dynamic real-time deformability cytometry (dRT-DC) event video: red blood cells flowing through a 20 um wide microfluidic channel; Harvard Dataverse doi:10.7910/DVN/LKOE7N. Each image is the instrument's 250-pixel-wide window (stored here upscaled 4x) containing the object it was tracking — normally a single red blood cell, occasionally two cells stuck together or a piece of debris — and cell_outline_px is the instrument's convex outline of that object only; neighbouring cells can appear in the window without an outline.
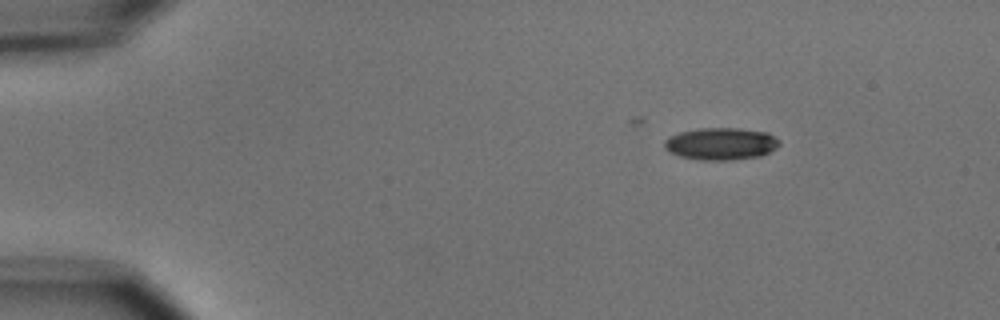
{"species": "common noctule bat (a hibernating species)", "species_latin": "Nyctalus noctula", "temperature_condition": "cold", "stored_images_in_passage": 9, "camera_frame_rate_fps": 3000, "um_per_image_px": 0.085, "animal": {"sex": "male", "body_mass_g": 15.6}, "frame": {"image": 1, "passage_image": 1, "time_ms": 0.0, "image_size_px": [1000, 320], "cell_outline_px": [[780, 144], [776, 148], [760, 156], [732, 160], [700, 160], [680, 156], [664, 148], [664, 140], [668, 136], [680, 132], [700, 128], [740, 128], [768, 132], [780, 140]], "centroid_in_image_um": [61.29, 12.21], "position_along_channel_um": 23.7, "area_um2": 21.68}}
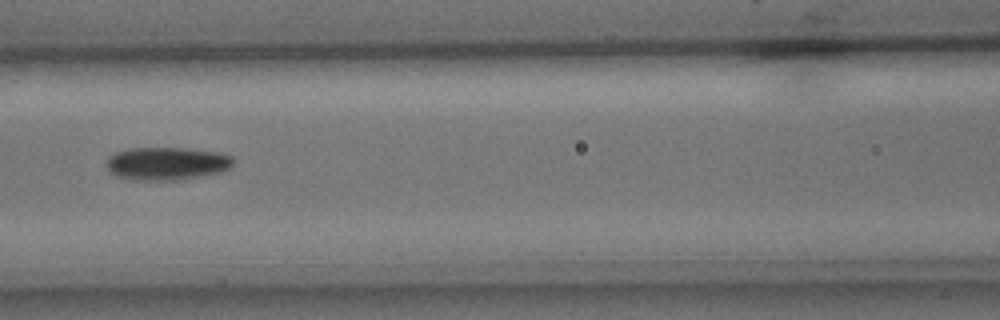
{"frame": {"image": 2, "passage_image": 6, "time_ms": 5.667, "image_size_px": [1000, 320], "cell_outline_px": [[232, 168], [220, 172], [180, 180], [136, 180], [116, 176], [108, 168], [108, 156], [116, 152], [132, 148], [188, 148], [220, 152], [232, 156]], "centroid_in_image_um": [14.22, 13.89], "position_along_channel_um": 152.4, "area_um2": 24.33}}
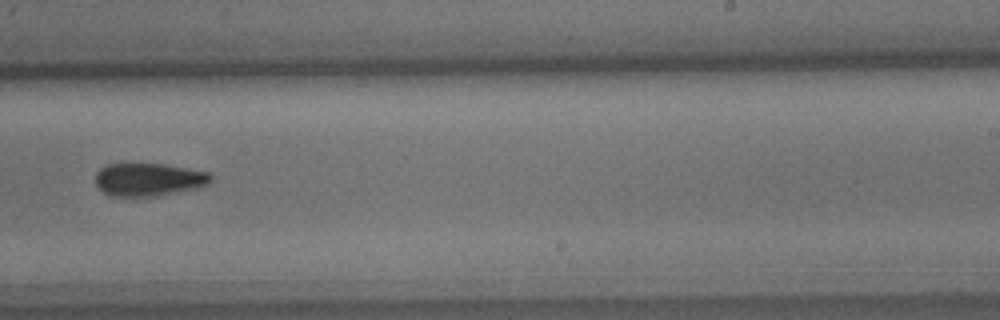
{"frame": {"image": 3, "passage_image": 9, "time_ms": 9.0, "image_size_px": [1000, 320], "cell_outline_px": [[212, 180], [208, 184], [200, 188], [156, 196], [112, 196], [104, 192], [96, 184], [96, 172], [100, 168], [108, 164], [164, 164], [212, 172]], "centroid_in_image_um": [12.7, 15.26], "position_along_channel_um": 276.3, "area_um2": 22.31}}